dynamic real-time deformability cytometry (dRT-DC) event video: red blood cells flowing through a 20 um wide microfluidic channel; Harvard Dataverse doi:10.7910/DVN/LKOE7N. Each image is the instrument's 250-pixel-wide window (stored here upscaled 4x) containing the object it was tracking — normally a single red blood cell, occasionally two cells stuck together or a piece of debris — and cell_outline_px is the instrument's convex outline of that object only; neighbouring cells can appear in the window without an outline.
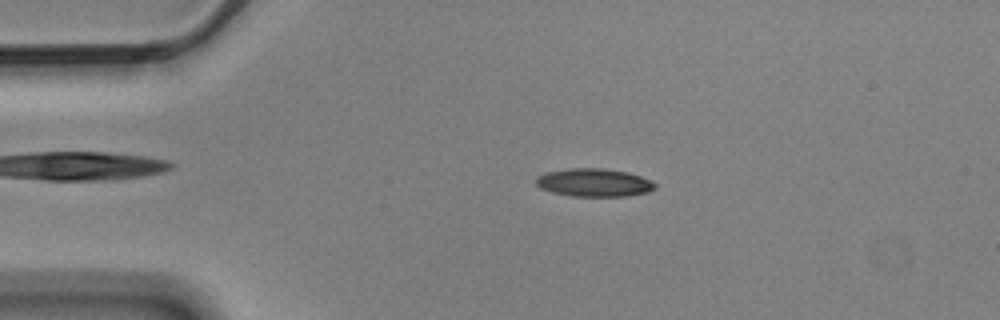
{"species": "Egyptian fruit bat (a non-hibernating species)", "species_latin": "Rousettus aegyptiacus", "temperature_condition": "cold", "stored_images_in_passage": 3, "camera_frame_rate_fps": 3000, "um_per_image_px": 0.085, "animal": {"sex": "male"}, "frame": {"image": 1, "passage_image": 2, "time_ms": 0.333, "image_size_px": [1000, 320], "cell_outline_px": [[656, 188], [648, 192], [628, 196], [572, 196], [552, 192], [540, 188], [536, 184], [536, 176], [544, 172], [568, 168], [600, 168], [628, 172], [652, 180], [656, 184]], "centroid_in_image_um": [50.49, 15.51], "position_along_channel_um": 34.5, "area_um2": 19.65}}